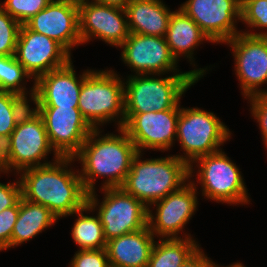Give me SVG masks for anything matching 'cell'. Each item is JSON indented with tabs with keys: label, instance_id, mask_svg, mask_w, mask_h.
<instances>
[{
	"label": "cell",
	"instance_id": "2e32d148",
	"mask_svg": "<svg viewBox=\"0 0 267 267\" xmlns=\"http://www.w3.org/2000/svg\"><path fill=\"white\" fill-rule=\"evenodd\" d=\"M79 34L82 44L96 37L119 47L129 36L125 9L93 0H78Z\"/></svg>",
	"mask_w": 267,
	"mask_h": 267
},
{
	"label": "cell",
	"instance_id": "6da1fadb",
	"mask_svg": "<svg viewBox=\"0 0 267 267\" xmlns=\"http://www.w3.org/2000/svg\"><path fill=\"white\" fill-rule=\"evenodd\" d=\"M74 160V157H60L48 165L21 171L22 197L47 207L58 219L73 215L87 204L88 196L79 170L76 173L68 170Z\"/></svg>",
	"mask_w": 267,
	"mask_h": 267
},
{
	"label": "cell",
	"instance_id": "ffe728a7",
	"mask_svg": "<svg viewBox=\"0 0 267 267\" xmlns=\"http://www.w3.org/2000/svg\"><path fill=\"white\" fill-rule=\"evenodd\" d=\"M155 236L148 225L107 241L109 264L114 267H147Z\"/></svg>",
	"mask_w": 267,
	"mask_h": 267
},
{
	"label": "cell",
	"instance_id": "d6a6232c",
	"mask_svg": "<svg viewBox=\"0 0 267 267\" xmlns=\"http://www.w3.org/2000/svg\"><path fill=\"white\" fill-rule=\"evenodd\" d=\"M247 99L251 102V114L259 123L262 139L267 148V93L257 94Z\"/></svg>",
	"mask_w": 267,
	"mask_h": 267
},
{
	"label": "cell",
	"instance_id": "277c9868",
	"mask_svg": "<svg viewBox=\"0 0 267 267\" xmlns=\"http://www.w3.org/2000/svg\"><path fill=\"white\" fill-rule=\"evenodd\" d=\"M141 156V152L134 156L121 187L147 208L179 190L190 179L189 165L176 155L146 160H141Z\"/></svg>",
	"mask_w": 267,
	"mask_h": 267
},
{
	"label": "cell",
	"instance_id": "52a82bcc",
	"mask_svg": "<svg viewBox=\"0 0 267 267\" xmlns=\"http://www.w3.org/2000/svg\"><path fill=\"white\" fill-rule=\"evenodd\" d=\"M230 137L229 128L213 112L198 107L180 108L176 140L185 153L176 156L188 165L200 156L222 150L219 147Z\"/></svg>",
	"mask_w": 267,
	"mask_h": 267
},
{
	"label": "cell",
	"instance_id": "4316f807",
	"mask_svg": "<svg viewBox=\"0 0 267 267\" xmlns=\"http://www.w3.org/2000/svg\"><path fill=\"white\" fill-rule=\"evenodd\" d=\"M241 21L248 27L267 29V0H242ZM250 36H267L266 32H242Z\"/></svg>",
	"mask_w": 267,
	"mask_h": 267
},
{
	"label": "cell",
	"instance_id": "836d02e7",
	"mask_svg": "<svg viewBox=\"0 0 267 267\" xmlns=\"http://www.w3.org/2000/svg\"><path fill=\"white\" fill-rule=\"evenodd\" d=\"M22 197L20 180L13 183H0V212L15 206Z\"/></svg>",
	"mask_w": 267,
	"mask_h": 267
},
{
	"label": "cell",
	"instance_id": "cb8c5ba5",
	"mask_svg": "<svg viewBox=\"0 0 267 267\" xmlns=\"http://www.w3.org/2000/svg\"><path fill=\"white\" fill-rule=\"evenodd\" d=\"M183 237L155 241L147 267H180L199 248L191 235Z\"/></svg>",
	"mask_w": 267,
	"mask_h": 267
},
{
	"label": "cell",
	"instance_id": "f546056e",
	"mask_svg": "<svg viewBox=\"0 0 267 267\" xmlns=\"http://www.w3.org/2000/svg\"><path fill=\"white\" fill-rule=\"evenodd\" d=\"M52 0H5L0 6L21 25L47 7Z\"/></svg>",
	"mask_w": 267,
	"mask_h": 267
},
{
	"label": "cell",
	"instance_id": "ba28073f",
	"mask_svg": "<svg viewBox=\"0 0 267 267\" xmlns=\"http://www.w3.org/2000/svg\"><path fill=\"white\" fill-rule=\"evenodd\" d=\"M199 166L197 181L202 188V196L230 205L249 204L247 188L241 171L222 150L200 156L189 165V178L193 176V165Z\"/></svg>",
	"mask_w": 267,
	"mask_h": 267
},
{
	"label": "cell",
	"instance_id": "4dcf8cb0",
	"mask_svg": "<svg viewBox=\"0 0 267 267\" xmlns=\"http://www.w3.org/2000/svg\"><path fill=\"white\" fill-rule=\"evenodd\" d=\"M106 248L78 250L70 262V267H109Z\"/></svg>",
	"mask_w": 267,
	"mask_h": 267
},
{
	"label": "cell",
	"instance_id": "7a4b0ae2",
	"mask_svg": "<svg viewBox=\"0 0 267 267\" xmlns=\"http://www.w3.org/2000/svg\"><path fill=\"white\" fill-rule=\"evenodd\" d=\"M101 132L94 129L74 156L82 164L79 174L88 194L95 191V179L98 177L106 178L100 189L121 187L138 152L122 128H118L119 135L106 133L103 136L99 135Z\"/></svg>",
	"mask_w": 267,
	"mask_h": 267
},
{
	"label": "cell",
	"instance_id": "8fae6325",
	"mask_svg": "<svg viewBox=\"0 0 267 267\" xmlns=\"http://www.w3.org/2000/svg\"><path fill=\"white\" fill-rule=\"evenodd\" d=\"M41 116L51 147L60 157H74L94 130L79 108L34 107Z\"/></svg>",
	"mask_w": 267,
	"mask_h": 267
},
{
	"label": "cell",
	"instance_id": "484cf974",
	"mask_svg": "<svg viewBox=\"0 0 267 267\" xmlns=\"http://www.w3.org/2000/svg\"><path fill=\"white\" fill-rule=\"evenodd\" d=\"M28 101L19 94L0 90V139L3 142L9 138L20 117L30 107Z\"/></svg>",
	"mask_w": 267,
	"mask_h": 267
},
{
	"label": "cell",
	"instance_id": "74e56055",
	"mask_svg": "<svg viewBox=\"0 0 267 267\" xmlns=\"http://www.w3.org/2000/svg\"><path fill=\"white\" fill-rule=\"evenodd\" d=\"M210 267H220V266L211 261V266ZM225 267H245V266L242 263L237 262V263H233V264H231L229 266H225Z\"/></svg>",
	"mask_w": 267,
	"mask_h": 267
},
{
	"label": "cell",
	"instance_id": "d4e9b609",
	"mask_svg": "<svg viewBox=\"0 0 267 267\" xmlns=\"http://www.w3.org/2000/svg\"><path fill=\"white\" fill-rule=\"evenodd\" d=\"M94 211L88 204L73 214L78 218L72 227V238L79 250H92L106 248L107 241L104 237L103 226L99 216H87L83 213Z\"/></svg>",
	"mask_w": 267,
	"mask_h": 267
},
{
	"label": "cell",
	"instance_id": "e575fe53",
	"mask_svg": "<svg viewBox=\"0 0 267 267\" xmlns=\"http://www.w3.org/2000/svg\"><path fill=\"white\" fill-rule=\"evenodd\" d=\"M209 259L199 247L180 267H210Z\"/></svg>",
	"mask_w": 267,
	"mask_h": 267
},
{
	"label": "cell",
	"instance_id": "9c48e42d",
	"mask_svg": "<svg viewBox=\"0 0 267 267\" xmlns=\"http://www.w3.org/2000/svg\"><path fill=\"white\" fill-rule=\"evenodd\" d=\"M101 191L104 192L101 203L93 191L87 196V204L93 210L98 209L97 215L103 226L106 241L147 226L148 208L141 201L122 187L104 188Z\"/></svg>",
	"mask_w": 267,
	"mask_h": 267
},
{
	"label": "cell",
	"instance_id": "5bb4252c",
	"mask_svg": "<svg viewBox=\"0 0 267 267\" xmlns=\"http://www.w3.org/2000/svg\"><path fill=\"white\" fill-rule=\"evenodd\" d=\"M188 182L179 190L151 204L156 206V215L148 207L147 225L153 235L160 236V239L181 238L177 235L195 214L198 204L197 186L193 181Z\"/></svg>",
	"mask_w": 267,
	"mask_h": 267
},
{
	"label": "cell",
	"instance_id": "83f0119b",
	"mask_svg": "<svg viewBox=\"0 0 267 267\" xmlns=\"http://www.w3.org/2000/svg\"><path fill=\"white\" fill-rule=\"evenodd\" d=\"M25 77L31 78L24 67L16 60L15 56H11L3 65L1 90L13 92L27 98L28 91H26L25 84L23 83Z\"/></svg>",
	"mask_w": 267,
	"mask_h": 267
},
{
	"label": "cell",
	"instance_id": "f35d334b",
	"mask_svg": "<svg viewBox=\"0 0 267 267\" xmlns=\"http://www.w3.org/2000/svg\"><path fill=\"white\" fill-rule=\"evenodd\" d=\"M3 153H4V142L0 139V168L2 164Z\"/></svg>",
	"mask_w": 267,
	"mask_h": 267
},
{
	"label": "cell",
	"instance_id": "f1b7e54d",
	"mask_svg": "<svg viewBox=\"0 0 267 267\" xmlns=\"http://www.w3.org/2000/svg\"><path fill=\"white\" fill-rule=\"evenodd\" d=\"M21 24L0 6V56H13Z\"/></svg>",
	"mask_w": 267,
	"mask_h": 267
},
{
	"label": "cell",
	"instance_id": "5b68a950",
	"mask_svg": "<svg viewBox=\"0 0 267 267\" xmlns=\"http://www.w3.org/2000/svg\"><path fill=\"white\" fill-rule=\"evenodd\" d=\"M78 108L93 129L116 118L118 128H122L125 122L124 82L114 70H91L83 79Z\"/></svg>",
	"mask_w": 267,
	"mask_h": 267
},
{
	"label": "cell",
	"instance_id": "7402d4cb",
	"mask_svg": "<svg viewBox=\"0 0 267 267\" xmlns=\"http://www.w3.org/2000/svg\"><path fill=\"white\" fill-rule=\"evenodd\" d=\"M165 38L176 60L178 61L184 55L187 56L190 64L194 61L193 51L195 48L205 39V41L212 42L181 8L172 12Z\"/></svg>",
	"mask_w": 267,
	"mask_h": 267
},
{
	"label": "cell",
	"instance_id": "30bf717a",
	"mask_svg": "<svg viewBox=\"0 0 267 267\" xmlns=\"http://www.w3.org/2000/svg\"><path fill=\"white\" fill-rule=\"evenodd\" d=\"M232 48L235 74L240 81L243 97L267 93L260 89L267 83V36H250L239 33L225 42Z\"/></svg>",
	"mask_w": 267,
	"mask_h": 267
},
{
	"label": "cell",
	"instance_id": "e0dca14e",
	"mask_svg": "<svg viewBox=\"0 0 267 267\" xmlns=\"http://www.w3.org/2000/svg\"><path fill=\"white\" fill-rule=\"evenodd\" d=\"M14 56L34 81L71 60V54L60 43L25 24L21 25Z\"/></svg>",
	"mask_w": 267,
	"mask_h": 267
},
{
	"label": "cell",
	"instance_id": "1f68e13d",
	"mask_svg": "<svg viewBox=\"0 0 267 267\" xmlns=\"http://www.w3.org/2000/svg\"><path fill=\"white\" fill-rule=\"evenodd\" d=\"M19 213V202L0 212V251L10 248L12 231Z\"/></svg>",
	"mask_w": 267,
	"mask_h": 267
},
{
	"label": "cell",
	"instance_id": "3957f363",
	"mask_svg": "<svg viewBox=\"0 0 267 267\" xmlns=\"http://www.w3.org/2000/svg\"><path fill=\"white\" fill-rule=\"evenodd\" d=\"M207 68L156 78L153 74L129 75L124 82V113L137 114L180 109L182 95L205 75Z\"/></svg>",
	"mask_w": 267,
	"mask_h": 267
},
{
	"label": "cell",
	"instance_id": "8d00e7d4",
	"mask_svg": "<svg viewBox=\"0 0 267 267\" xmlns=\"http://www.w3.org/2000/svg\"><path fill=\"white\" fill-rule=\"evenodd\" d=\"M10 57L11 56H0V90H1V75L3 70V65Z\"/></svg>",
	"mask_w": 267,
	"mask_h": 267
},
{
	"label": "cell",
	"instance_id": "44dd1931",
	"mask_svg": "<svg viewBox=\"0 0 267 267\" xmlns=\"http://www.w3.org/2000/svg\"><path fill=\"white\" fill-rule=\"evenodd\" d=\"M130 33L165 37L172 15L161 0H131L125 8Z\"/></svg>",
	"mask_w": 267,
	"mask_h": 267
},
{
	"label": "cell",
	"instance_id": "d590c367",
	"mask_svg": "<svg viewBox=\"0 0 267 267\" xmlns=\"http://www.w3.org/2000/svg\"><path fill=\"white\" fill-rule=\"evenodd\" d=\"M93 1L104 5L120 7L123 9H125L126 6L131 2V0H93Z\"/></svg>",
	"mask_w": 267,
	"mask_h": 267
},
{
	"label": "cell",
	"instance_id": "7c38bea8",
	"mask_svg": "<svg viewBox=\"0 0 267 267\" xmlns=\"http://www.w3.org/2000/svg\"><path fill=\"white\" fill-rule=\"evenodd\" d=\"M122 61L136 75H164L177 70V60L172 55L165 37L130 33L119 46Z\"/></svg>",
	"mask_w": 267,
	"mask_h": 267
},
{
	"label": "cell",
	"instance_id": "603a6c76",
	"mask_svg": "<svg viewBox=\"0 0 267 267\" xmlns=\"http://www.w3.org/2000/svg\"><path fill=\"white\" fill-rule=\"evenodd\" d=\"M57 220V216L47 207L21 197L18 217L12 231L10 248L31 240Z\"/></svg>",
	"mask_w": 267,
	"mask_h": 267
},
{
	"label": "cell",
	"instance_id": "d6986e66",
	"mask_svg": "<svg viewBox=\"0 0 267 267\" xmlns=\"http://www.w3.org/2000/svg\"><path fill=\"white\" fill-rule=\"evenodd\" d=\"M72 64L71 59L65 66L43 74L34 81L29 97L36 107L78 108L83 79L91 69L76 77Z\"/></svg>",
	"mask_w": 267,
	"mask_h": 267
},
{
	"label": "cell",
	"instance_id": "ac0fdd59",
	"mask_svg": "<svg viewBox=\"0 0 267 267\" xmlns=\"http://www.w3.org/2000/svg\"><path fill=\"white\" fill-rule=\"evenodd\" d=\"M25 25L34 32L56 40L70 54L73 46L82 44L78 0H52Z\"/></svg>",
	"mask_w": 267,
	"mask_h": 267
},
{
	"label": "cell",
	"instance_id": "4fadbf2b",
	"mask_svg": "<svg viewBox=\"0 0 267 267\" xmlns=\"http://www.w3.org/2000/svg\"><path fill=\"white\" fill-rule=\"evenodd\" d=\"M179 113L180 109H168L125 114L122 129L135 144L138 152L147 148L154 151H167L176 140Z\"/></svg>",
	"mask_w": 267,
	"mask_h": 267
},
{
	"label": "cell",
	"instance_id": "9a60e30c",
	"mask_svg": "<svg viewBox=\"0 0 267 267\" xmlns=\"http://www.w3.org/2000/svg\"><path fill=\"white\" fill-rule=\"evenodd\" d=\"M179 8L197 23L212 43H225L241 33L235 27L237 20H241L240 0H188Z\"/></svg>",
	"mask_w": 267,
	"mask_h": 267
},
{
	"label": "cell",
	"instance_id": "8992f818",
	"mask_svg": "<svg viewBox=\"0 0 267 267\" xmlns=\"http://www.w3.org/2000/svg\"><path fill=\"white\" fill-rule=\"evenodd\" d=\"M54 152L53 159L60 156L51 147L44 122L38 112L28 108L20 117L15 129L4 142V153L0 173L21 171L37 166L48 165L53 162H45L49 152ZM44 160V162H40ZM11 168H13L11 170Z\"/></svg>",
	"mask_w": 267,
	"mask_h": 267
}]
</instances>
